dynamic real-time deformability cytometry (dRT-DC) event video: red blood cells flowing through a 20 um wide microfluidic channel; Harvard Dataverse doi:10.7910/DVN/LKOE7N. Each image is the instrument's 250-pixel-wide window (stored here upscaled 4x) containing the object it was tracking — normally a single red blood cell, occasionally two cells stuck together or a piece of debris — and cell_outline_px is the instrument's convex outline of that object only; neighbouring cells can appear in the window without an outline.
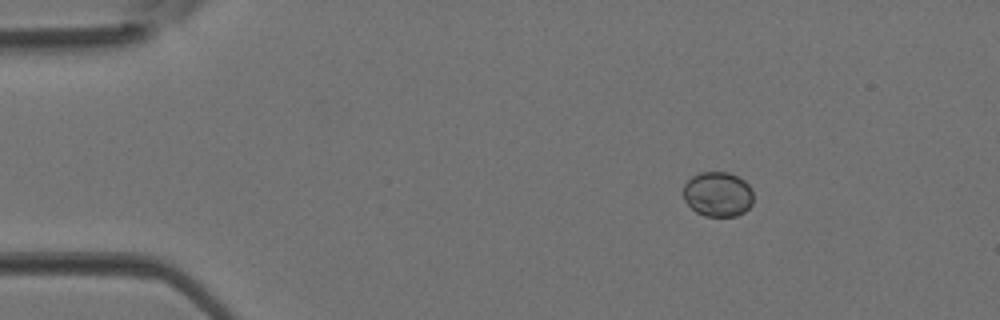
{"species": "Egyptian fruit bat (a non-hibernating species)", "species_latin": "Rousettus aegyptiacus", "temperature_condition": "room temperature", "stored_images_in_passage": 3, "camera_frame_rate_fps": 3000, "um_per_image_px": 0.085, "animal": {"sex": "female"}, "frame": {"image": 1, "passage_image": 1, "time_ms": 0.0, "image_size_px": [1000, 320], "cell_outline_px": [[752, 204], [744, 212], [736, 216], [704, 216], [696, 212], [684, 200], [684, 184], [692, 176], [700, 172], [728, 172], [744, 180], [752, 188]], "centroid_in_image_um": [61.02, 16.51], "position_along_channel_um": 24.0, "area_um2": 18.32}}
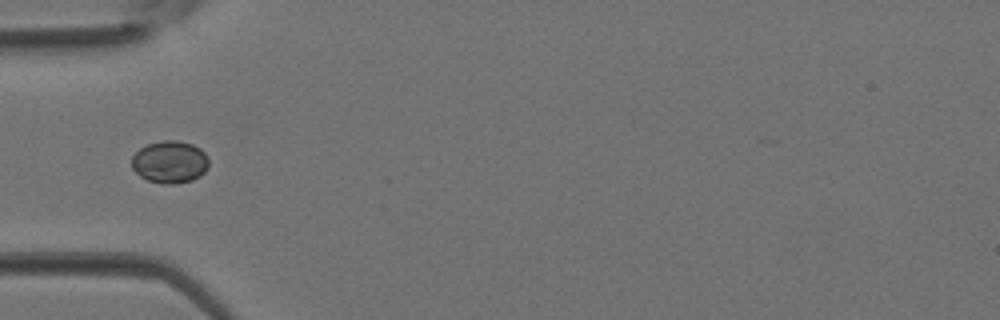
{"frame": {"image": 2, "passage_image": 3, "time_ms": 0.667, "image_size_px": [1000, 320], "cell_outline_px": [[208, 168], [200, 176], [192, 180], [172, 184], [160, 184], [148, 180], [140, 176], [132, 168], [132, 156], [140, 148], [148, 144], [164, 140], [176, 140], [192, 144], [200, 148], [208, 156]], "centroid_in_image_um": [14.44, 13.77], "position_along_channel_um": 70.6, "area_um2": 19.07}}